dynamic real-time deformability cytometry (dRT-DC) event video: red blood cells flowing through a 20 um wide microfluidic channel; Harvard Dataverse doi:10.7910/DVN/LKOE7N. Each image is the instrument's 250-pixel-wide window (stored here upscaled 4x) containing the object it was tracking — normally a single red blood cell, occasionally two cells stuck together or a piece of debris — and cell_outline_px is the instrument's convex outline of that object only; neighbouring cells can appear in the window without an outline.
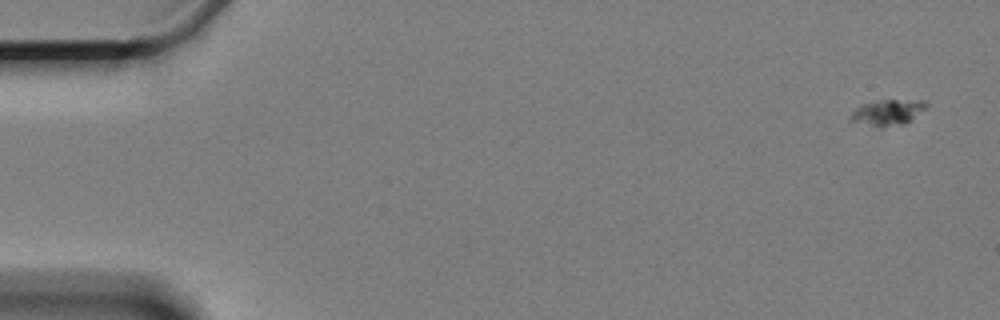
{"species": "Egyptian fruit bat (a non-hibernating species)", "species_latin": "Rousettus aegyptiacus", "temperature_condition": "cold", "stored_images_in_passage": 6, "camera_frame_rate_fps": 3000, "um_per_image_px": 0.085, "animal": {"sex": "female"}, "frame": {"image": 1, "passage_image": 1, "time_ms": 0.0, "image_size_px": [1000, 320], "cell_outline_px": [[928, 104], [924, 108], [904, 124], [880, 128], [848, 120], [848, 116], [856, 108], [864, 104], [880, 100], [924, 100]], "centroid_in_image_um": [75.39, 9.57], "position_along_channel_um": 9.6, "area_um2": 11.21}}
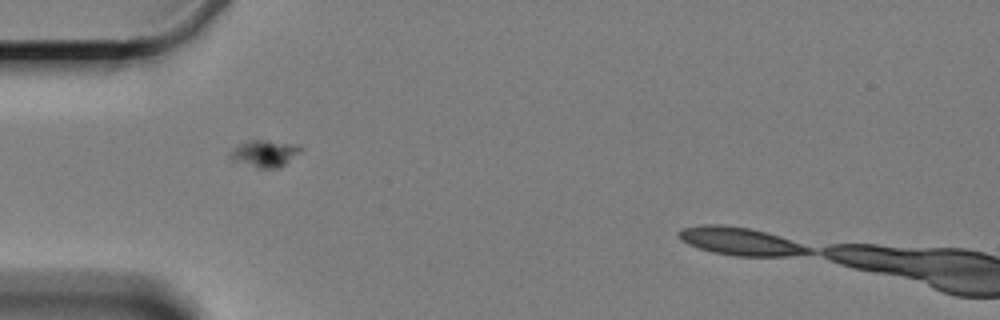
{"frame": {"image": 2, "passage_image": 5, "time_ms": 5.667, "image_size_px": [1000, 320], "cell_outline_px": [[304, 148], [300, 152], [280, 168], [256, 168], [232, 160], [228, 156], [228, 152], [232, 148], [240, 144], [252, 140], [264, 140], [300, 144]], "centroid_in_image_um": [22.5, 13.04], "position_along_channel_um": 62.5, "area_um2": 11.21}}